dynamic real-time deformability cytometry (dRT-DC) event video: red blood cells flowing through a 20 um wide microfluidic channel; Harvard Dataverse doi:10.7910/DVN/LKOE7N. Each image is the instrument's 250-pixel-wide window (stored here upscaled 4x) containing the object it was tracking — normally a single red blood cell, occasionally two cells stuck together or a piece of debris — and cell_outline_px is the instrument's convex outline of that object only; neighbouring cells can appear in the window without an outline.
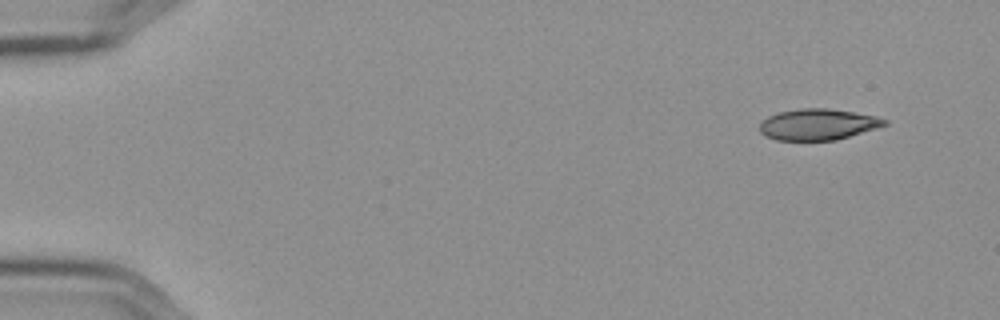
{"species": "Egyptian fruit bat (a non-hibernating species)", "species_latin": "Rousettus aegyptiacus", "temperature_condition": "cold", "stored_images_in_passage": 9, "camera_frame_rate_fps": 3000, "um_per_image_px": 0.085, "frame": {"image": 1, "passage_image": 1, "time_ms": 0.0, "image_size_px": [1000, 320], "cell_outline_px": [[888, 124], [876, 128], [836, 140], [776, 140], [764, 136], [760, 132], [760, 124], [768, 116], [780, 112], [800, 108], [828, 108], [876, 116], [888, 120]], "centroid_in_image_um": [69.52, 10.57], "position_along_channel_um": 15.5, "area_um2": 22.54}}